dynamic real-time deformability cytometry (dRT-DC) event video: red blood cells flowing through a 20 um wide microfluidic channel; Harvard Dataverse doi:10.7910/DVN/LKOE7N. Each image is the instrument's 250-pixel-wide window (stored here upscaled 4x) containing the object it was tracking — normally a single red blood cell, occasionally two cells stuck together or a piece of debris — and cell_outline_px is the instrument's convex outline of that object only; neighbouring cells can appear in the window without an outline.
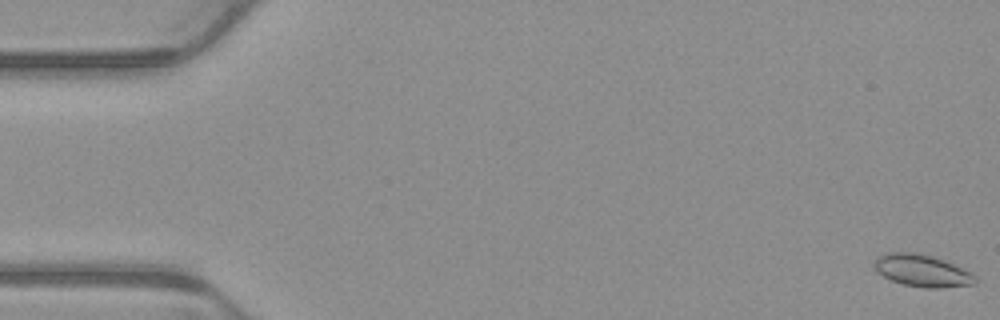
{"species": "common noctule bat (a hibernating species)", "species_latin": "Nyctalus noctula", "temperature_condition": "warm", "stored_images_in_passage": 5, "camera_frame_rate_fps": 3000, "um_per_image_px": 0.085, "animal": {"sex": "male", "body_mass_g": 23.1, "forearm_length_mm": 52.7}, "frame": {"image": 1, "passage_image": 1, "time_ms": 0.0, "image_size_px": [1000, 320], "cell_outline_px": [[976, 284], [940, 288], [924, 288], [904, 284], [892, 280], [876, 272], [872, 264], [880, 256], [888, 252], [920, 252], [932, 256], [972, 272], [976, 276]], "centroid_in_image_um": [78.38, 23.0], "position_along_channel_um": 6.6, "area_um2": 18.9}}